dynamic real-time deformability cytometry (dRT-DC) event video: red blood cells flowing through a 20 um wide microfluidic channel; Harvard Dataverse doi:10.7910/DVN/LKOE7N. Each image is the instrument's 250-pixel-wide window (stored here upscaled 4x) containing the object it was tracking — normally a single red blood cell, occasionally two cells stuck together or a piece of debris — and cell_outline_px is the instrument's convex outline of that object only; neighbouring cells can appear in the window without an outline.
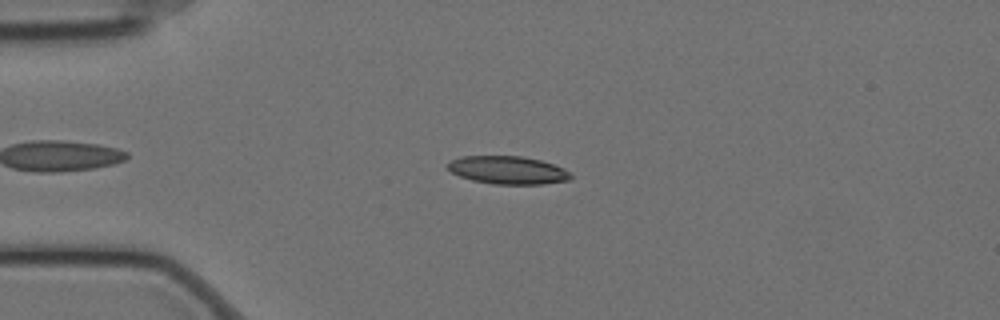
{"species": "Egyptian fruit bat (a non-hibernating species)", "species_latin": "Rousettus aegyptiacus", "temperature_condition": "cold", "stored_images_in_passage": 55, "camera_frame_rate_fps": 3000, "um_per_image_px": 0.085, "animal": {"sex": "female"}, "frame": {"image": 1, "passage_image": 11, "time_ms": 3.333, "image_size_px": [1000, 320], "cell_outline_px": [[572, 176], [568, 180], [544, 184], [492, 184], [472, 180], [460, 176], [452, 172], [448, 168], [448, 164], [452, 160], [460, 156], [520, 156], [540, 160], [564, 168]], "centroid_in_image_um": [43.16, 14.46], "position_along_channel_um": 41.8, "area_um2": 19.88}}
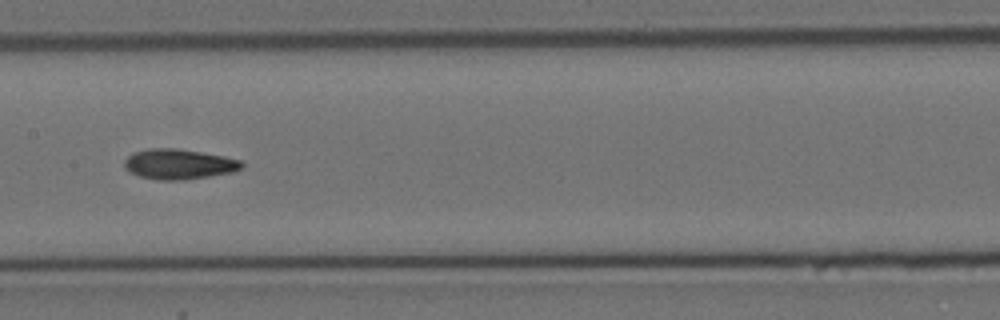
{"frame": {"image": 2, "passage_image": 26, "time_ms": 8.333, "image_size_px": [1000, 320], "cell_outline_px": [[244, 164], [240, 168], [232, 172], [184, 180], [160, 180], [140, 176], [128, 172], [124, 168], [124, 160], [132, 152], [148, 148], [176, 148], [224, 156], [240, 160]], "centroid_in_image_um": [15.15, 13.94], "position_along_channel_um": 192.3, "area_um2": 20.63}}
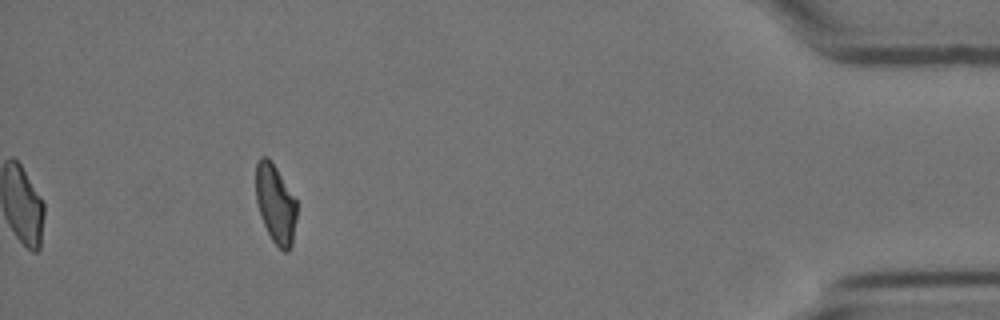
{"frame": {"image": 3, "passage_image": 50, "time_ms": 16.333, "image_size_px": [1000, 320], "cell_outline_px": [[296, 220], [292, 244], [288, 252], [284, 252], [272, 240], [260, 216], [256, 200], [256, 164], [260, 156], [268, 156], [276, 168], [296, 200]], "centroid_in_image_um": [23.41, 17.33], "position_along_channel_um": 411.8, "area_um2": 18.67}, "authors_computed_cell_mechanics": {"area_um2": 19.7676, "velocity_mm_per_s": 3.4943, "shape_relaxation_time_tau1_ms": null, "shape_relaxation_time_tau2_ms": 3.3873, "deformation_change_tau1": null, "deformation_change_tau2": 0.1001}}